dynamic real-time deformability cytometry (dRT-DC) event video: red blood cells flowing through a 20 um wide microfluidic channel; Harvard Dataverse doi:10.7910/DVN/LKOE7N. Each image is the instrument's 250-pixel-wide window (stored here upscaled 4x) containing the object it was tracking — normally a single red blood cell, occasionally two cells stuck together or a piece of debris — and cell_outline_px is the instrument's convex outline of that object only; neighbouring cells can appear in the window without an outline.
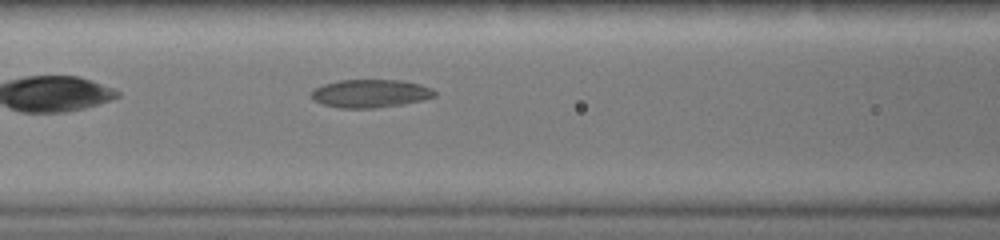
{"species": "common noctule bat (a hibernating species)", "species_latin": "Nyctalus noctula", "temperature_condition": "warm", "stored_images_in_passage": 26, "camera_frame_rate_fps": 3000, "um_per_image_px": 0.085, "animal": {"sex": "female", "body_mass_g": 19.0, "forearm_length_mm": 51.5}, "frame": {"image": 1, "passage_image": 5, "time_ms": 1.333, "image_size_px": [1000, 240], "cell_outline_px": [[436, 96], [420, 100], [400, 104], [372, 108], [344, 108], [324, 104], [316, 100], [312, 96], [312, 88], [324, 84], [340, 80], [400, 80], [420, 84], [432, 88], [436, 92]], "centroid_in_image_um": [31.49, 7.93], "position_along_channel_um": 135.1, "area_um2": 19.88}}
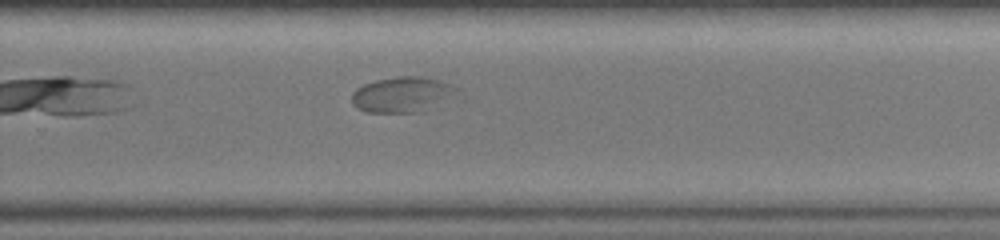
{"frame": {"image": 2, "passage_image": 16, "time_ms": 5.0, "image_size_px": [1000, 240], "cell_outline_px": [[460, 92], [416, 112], [368, 112], [356, 108], [352, 104], [352, 92], [356, 88], [364, 84], [376, 80], [400, 76], [420, 76], [440, 80], [452, 84]], "centroid_in_image_um": [34.12, 8.01], "position_along_channel_um": 295.7, "area_um2": 21.21}}
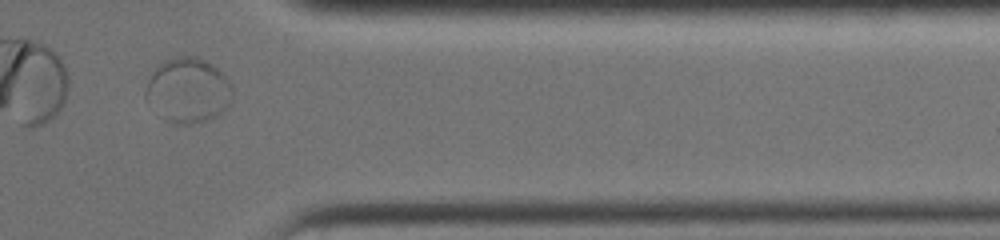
{"frame": {"image": 3, "passage_image": 23, "time_ms": 7.333, "image_size_px": [1000, 240], "cell_outline_px": [[232, 100], [220, 112], [204, 120], [192, 124], [176, 124], [164, 120], [144, 96], [144, 92], [148, 80], [152, 72], [164, 60], [172, 56], [196, 56], [212, 64], [232, 84]], "centroid_in_image_um": [15.95, 7.65], "position_along_channel_um": 395.5, "area_um2": 32.6}}